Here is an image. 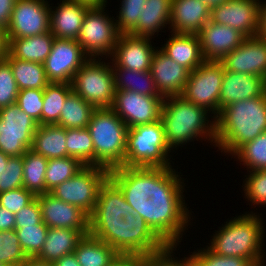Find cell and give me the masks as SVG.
<instances>
[{
	"instance_id": "1",
	"label": "cell",
	"mask_w": 266,
	"mask_h": 266,
	"mask_svg": "<svg viewBox=\"0 0 266 266\" xmlns=\"http://www.w3.org/2000/svg\"><path fill=\"white\" fill-rule=\"evenodd\" d=\"M172 167H125L109 170L127 203L167 245L178 247L191 225L184 179ZM181 238V239H180Z\"/></svg>"
},
{
	"instance_id": "2",
	"label": "cell",
	"mask_w": 266,
	"mask_h": 266,
	"mask_svg": "<svg viewBox=\"0 0 266 266\" xmlns=\"http://www.w3.org/2000/svg\"><path fill=\"white\" fill-rule=\"evenodd\" d=\"M215 120V146L232 156L245 143L266 132V93L225 106Z\"/></svg>"
},
{
	"instance_id": "3",
	"label": "cell",
	"mask_w": 266,
	"mask_h": 266,
	"mask_svg": "<svg viewBox=\"0 0 266 266\" xmlns=\"http://www.w3.org/2000/svg\"><path fill=\"white\" fill-rule=\"evenodd\" d=\"M210 113L206 108L189 102L182 96L165 97L160 120L169 149L177 150L179 146L184 147L183 145L194 142L195 139L210 140L209 143L214 146L216 120Z\"/></svg>"
},
{
	"instance_id": "4",
	"label": "cell",
	"mask_w": 266,
	"mask_h": 266,
	"mask_svg": "<svg viewBox=\"0 0 266 266\" xmlns=\"http://www.w3.org/2000/svg\"><path fill=\"white\" fill-rule=\"evenodd\" d=\"M246 212L222 224L207 243V247L221 256H234L248 259L252 264L264 261L265 228L262 214ZM265 235V236H264Z\"/></svg>"
},
{
	"instance_id": "5",
	"label": "cell",
	"mask_w": 266,
	"mask_h": 266,
	"mask_svg": "<svg viewBox=\"0 0 266 266\" xmlns=\"http://www.w3.org/2000/svg\"><path fill=\"white\" fill-rule=\"evenodd\" d=\"M89 234L113 247L119 254L138 257L157 254L168 246L138 215L128 214L116 226H89Z\"/></svg>"
},
{
	"instance_id": "6",
	"label": "cell",
	"mask_w": 266,
	"mask_h": 266,
	"mask_svg": "<svg viewBox=\"0 0 266 266\" xmlns=\"http://www.w3.org/2000/svg\"><path fill=\"white\" fill-rule=\"evenodd\" d=\"M94 146V166H124L128 126L111 108L95 109L87 127Z\"/></svg>"
},
{
	"instance_id": "7",
	"label": "cell",
	"mask_w": 266,
	"mask_h": 266,
	"mask_svg": "<svg viewBox=\"0 0 266 266\" xmlns=\"http://www.w3.org/2000/svg\"><path fill=\"white\" fill-rule=\"evenodd\" d=\"M170 152L161 120L128 128L125 167H173Z\"/></svg>"
},
{
	"instance_id": "8",
	"label": "cell",
	"mask_w": 266,
	"mask_h": 266,
	"mask_svg": "<svg viewBox=\"0 0 266 266\" xmlns=\"http://www.w3.org/2000/svg\"><path fill=\"white\" fill-rule=\"evenodd\" d=\"M101 60L102 58H89L70 83L72 91L95 109L111 108L116 92L111 62Z\"/></svg>"
},
{
	"instance_id": "9",
	"label": "cell",
	"mask_w": 266,
	"mask_h": 266,
	"mask_svg": "<svg viewBox=\"0 0 266 266\" xmlns=\"http://www.w3.org/2000/svg\"><path fill=\"white\" fill-rule=\"evenodd\" d=\"M105 7H91L81 26L77 42L89 58L105 59L106 56L105 60H108L121 34L117 28L116 19L107 15Z\"/></svg>"
},
{
	"instance_id": "10",
	"label": "cell",
	"mask_w": 266,
	"mask_h": 266,
	"mask_svg": "<svg viewBox=\"0 0 266 266\" xmlns=\"http://www.w3.org/2000/svg\"><path fill=\"white\" fill-rule=\"evenodd\" d=\"M108 177L109 170L104 167L84 166L72 178L49 193L57 199L78 206L90 216L96 206L98 191Z\"/></svg>"
},
{
	"instance_id": "11",
	"label": "cell",
	"mask_w": 266,
	"mask_h": 266,
	"mask_svg": "<svg viewBox=\"0 0 266 266\" xmlns=\"http://www.w3.org/2000/svg\"><path fill=\"white\" fill-rule=\"evenodd\" d=\"M224 75L220 61H204L190 72L181 96L198 106L206 108L216 117L219 114V97Z\"/></svg>"
},
{
	"instance_id": "12",
	"label": "cell",
	"mask_w": 266,
	"mask_h": 266,
	"mask_svg": "<svg viewBox=\"0 0 266 266\" xmlns=\"http://www.w3.org/2000/svg\"><path fill=\"white\" fill-rule=\"evenodd\" d=\"M38 123L15 103L0 109V152L9 157L31 149Z\"/></svg>"
},
{
	"instance_id": "13",
	"label": "cell",
	"mask_w": 266,
	"mask_h": 266,
	"mask_svg": "<svg viewBox=\"0 0 266 266\" xmlns=\"http://www.w3.org/2000/svg\"><path fill=\"white\" fill-rule=\"evenodd\" d=\"M88 59L77 40L55 37L51 52L43 62L46 77L49 82L71 83Z\"/></svg>"
},
{
	"instance_id": "14",
	"label": "cell",
	"mask_w": 266,
	"mask_h": 266,
	"mask_svg": "<svg viewBox=\"0 0 266 266\" xmlns=\"http://www.w3.org/2000/svg\"><path fill=\"white\" fill-rule=\"evenodd\" d=\"M48 0H17L7 30L8 38H26L50 32Z\"/></svg>"
},
{
	"instance_id": "15",
	"label": "cell",
	"mask_w": 266,
	"mask_h": 266,
	"mask_svg": "<svg viewBox=\"0 0 266 266\" xmlns=\"http://www.w3.org/2000/svg\"><path fill=\"white\" fill-rule=\"evenodd\" d=\"M163 99L130 90H116L111 109L131 128L160 120Z\"/></svg>"
},
{
	"instance_id": "16",
	"label": "cell",
	"mask_w": 266,
	"mask_h": 266,
	"mask_svg": "<svg viewBox=\"0 0 266 266\" xmlns=\"http://www.w3.org/2000/svg\"><path fill=\"white\" fill-rule=\"evenodd\" d=\"M260 0H228L211 8L210 21L232 27L245 37L258 32Z\"/></svg>"
},
{
	"instance_id": "17",
	"label": "cell",
	"mask_w": 266,
	"mask_h": 266,
	"mask_svg": "<svg viewBox=\"0 0 266 266\" xmlns=\"http://www.w3.org/2000/svg\"><path fill=\"white\" fill-rule=\"evenodd\" d=\"M42 221L48 228L80 230L89 234L90 216L78 206L55 198L49 192L37 195Z\"/></svg>"
},
{
	"instance_id": "18",
	"label": "cell",
	"mask_w": 266,
	"mask_h": 266,
	"mask_svg": "<svg viewBox=\"0 0 266 266\" xmlns=\"http://www.w3.org/2000/svg\"><path fill=\"white\" fill-rule=\"evenodd\" d=\"M128 214H135L134 209L127 203L120 188L108 177L98 191L89 226H116Z\"/></svg>"
},
{
	"instance_id": "19",
	"label": "cell",
	"mask_w": 266,
	"mask_h": 266,
	"mask_svg": "<svg viewBox=\"0 0 266 266\" xmlns=\"http://www.w3.org/2000/svg\"><path fill=\"white\" fill-rule=\"evenodd\" d=\"M152 38L120 34L110 57L112 67L134 71H149L153 53L157 47L152 45ZM153 46V47H152Z\"/></svg>"
},
{
	"instance_id": "20",
	"label": "cell",
	"mask_w": 266,
	"mask_h": 266,
	"mask_svg": "<svg viewBox=\"0 0 266 266\" xmlns=\"http://www.w3.org/2000/svg\"><path fill=\"white\" fill-rule=\"evenodd\" d=\"M220 62L226 71L251 74L266 79V41L257 36L246 37L240 46Z\"/></svg>"
},
{
	"instance_id": "21",
	"label": "cell",
	"mask_w": 266,
	"mask_h": 266,
	"mask_svg": "<svg viewBox=\"0 0 266 266\" xmlns=\"http://www.w3.org/2000/svg\"><path fill=\"white\" fill-rule=\"evenodd\" d=\"M205 61H221L246 38L230 26L208 21L198 33Z\"/></svg>"
},
{
	"instance_id": "22",
	"label": "cell",
	"mask_w": 266,
	"mask_h": 266,
	"mask_svg": "<svg viewBox=\"0 0 266 266\" xmlns=\"http://www.w3.org/2000/svg\"><path fill=\"white\" fill-rule=\"evenodd\" d=\"M149 71L156 89L163 98L181 96L190 74L186 67L176 63L159 47L153 53Z\"/></svg>"
},
{
	"instance_id": "23",
	"label": "cell",
	"mask_w": 266,
	"mask_h": 266,
	"mask_svg": "<svg viewBox=\"0 0 266 266\" xmlns=\"http://www.w3.org/2000/svg\"><path fill=\"white\" fill-rule=\"evenodd\" d=\"M266 93V79L261 76L235 73L224 70L219 112L225 106L237 101L261 97Z\"/></svg>"
},
{
	"instance_id": "24",
	"label": "cell",
	"mask_w": 266,
	"mask_h": 266,
	"mask_svg": "<svg viewBox=\"0 0 266 266\" xmlns=\"http://www.w3.org/2000/svg\"><path fill=\"white\" fill-rule=\"evenodd\" d=\"M210 13L201 0H171L170 32L198 34L210 21Z\"/></svg>"
},
{
	"instance_id": "25",
	"label": "cell",
	"mask_w": 266,
	"mask_h": 266,
	"mask_svg": "<svg viewBox=\"0 0 266 266\" xmlns=\"http://www.w3.org/2000/svg\"><path fill=\"white\" fill-rule=\"evenodd\" d=\"M57 4L50 6V32L56 38L77 40L84 17L91 7L70 0H62V3Z\"/></svg>"
},
{
	"instance_id": "26",
	"label": "cell",
	"mask_w": 266,
	"mask_h": 266,
	"mask_svg": "<svg viewBox=\"0 0 266 266\" xmlns=\"http://www.w3.org/2000/svg\"><path fill=\"white\" fill-rule=\"evenodd\" d=\"M170 33L171 37L160 47L167 56L190 72L205 61L198 34Z\"/></svg>"
},
{
	"instance_id": "27",
	"label": "cell",
	"mask_w": 266,
	"mask_h": 266,
	"mask_svg": "<svg viewBox=\"0 0 266 266\" xmlns=\"http://www.w3.org/2000/svg\"><path fill=\"white\" fill-rule=\"evenodd\" d=\"M83 237L80 230L49 228L42 250L34 259L53 264L64 255L73 253Z\"/></svg>"
},
{
	"instance_id": "28",
	"label": "cell",
	"mask_w": 266,
	"mask_h": 266,
	"mask_svg": "<svg viewBox=\"0 0 266 266\" xmlns=\"http://www.w3.org/2000/svg\"><path fill=\"white\" fill-rule=\"evenodd\" d=\"M170 15L171 0H146L137 26L129 34L154 38L167 25L169 27Z\"/></svg>"
},
{
	"instance_id": "29",
	"label": "cell",
	"mask_w": 266,
	"mask_h": 266,
	"mask_svg": "<svg viewBox=\"0 0 266 266\" xmlns=\"http://www.w3.org/2000/svg\"><path fill=\"white\" fill-rule=\"evenodd\" d=\"M54 38L51 32L26 38H8V54L19 60L43 64L51 52Z\"/></svg>"
},
{
	"instance_id": "30",
	"label": "cell",
	"mask_w": 266,
	"mask_h": 266,
	"mask_svg": "<svg viewBox=\"0 0 266 266\" xmlns=\"http://www.w3.org/2000/svg\"><path fill=\"white\" fill-rule=\"evenodd\" d=\"M31 150L47 159L67 157L66 128L56 124L38 125Z\"/></svg>"
},
{
	"instance_id": "31",
	"label": "cell",
	"mask_w": 266,
	"mask_h": 266,
	"mask_svg": "<svg viewBox=\"0 0 266 266\" xmlns=\"http://www.w3.org/2000/svg\"><path fill=\"white\" fill-rule=\"evenodd\" d=\"M74 254L80 266H108L120 255L113 247L90 234L79 241Z\"/></svg>"
},
{
	"instance_id": "32",
	"label": "cell",
	"mask_w": 266,
	"mask_h": 266,
	"mask_svg": "<svg viewBox=\"0 0 266 266\" xmlns=\"http://www.w3.org/2000/svg\"><path fill=\"white\" fill-rule=\"evenodd\" d=\"M5 59L10 63L19 90L45 89L50 83L43 64L19 60L9 54L6 55Z\"/></svg>"
},
{
	"instance_id": "33",
	"label": "cell",
	"mask_w": 266,
	"mask_h": 266,
	"mask_svg": "<svg viewBox=\"0 0 266 266\" xmlns=\"http://www.w3.org/2000/svg\"><path fill=\"white\" fill-rule=\"evenodd\" d=\"M116 90H130L141 95L162 97L156 89L150 71H134L120 67H112Z\"/></svg>"
},
{
	"instance_id": "34",
	"label": "cell",
	"mask_w": 266,
	"mask_h": 266,
	"mask_svg": "<svg viewBox=\"0 0 266 266\" xmlns=\"http://www.w3.org/2000/svg\"><path fill=\"white\" fill-rule=\"evenodd\" d=\"M95 108L73 91L66 98L56 125L63 128H87Z\"/></svg>"
},
{
	"instance_id": "35",
	"label": "cell",
	"mask_w": 266,
	"mask_h": 266,
	"mask_svg": "<svg viewBox=\"0 0 266 266\" xmlns=\"http://www.w3.org/2000/svg\"><path fill=\"white\" fill-rule=\"evenodd\" d=\"M48 159L29 149L23 155V187L35 196L45 194Z\"/></svg>"
},
{
	"instance_id": "36",
	"label": "cell",
	"mask_w": 266,
	"mask_h": 266,
	"mask_svg": "<svg viewBox=\"0 0 266 266\" xmlns=\"http://www.w3.org/2000/svg\"><path fill=\"white\" fill-rule=\"evenodd\" d=\"M72 92L70 83L50 82L44 89L42 125L57 124L68 95Z\"/></svg>"
},
{
	"instance_id": "37",
	"label": "cell",
	"mask_w": 266,
	"mask_h": 266,
	"mask_svg": "<svg viewBox=\"0 0 266 266\" xmlns=\"http://www.w3.org/2000/svg\"><path fill=\"white\" fill-rule=\"evenodd\" d=\"M67 157L78 159L84 166H94V146L88 128L66 129Z\"/></svg>"
},
{
	"instance_id": "38",
	"label": "cell",
	"mask_w": 266,
	"mask_h": 266,
	"mask_svg": "<svg viewBox=\"0 0 266 266\" xmlns=\"http://www.w3.org/2000/svg\"><path fill=\"white\" fill-rule=\"evenodd\" d=\"M84 165L74 157L48 159L45 174V193L72 178Z\"/></svg>"
},
{
	"instance_id": "39",
	"label": "cell",
	"mask_w": 266,
	"mask_h": 266,
	"mask_svg": "<svg viewBox=\"0 0 266 266\" xmlns=\"http://www.w3.org/2000/svg\"><path fill=\"white\" fill-rule=\"evenodd\" d=\"M232 157L246 166L247 172L266 170V132L245 143Z\"/></svg>"
},
{
	"instance_id": "40",
	"label": "cell",
	"mask_w": 266,
	"mask_h": 266,
	"mask_svg": "<svg viewBox=\"0 0 266 266\" xmlns=\"http://www.w3.org/2000/svg\"><path fill=\"white\" fill-rule=\"evenodd\" d=\"M48 229L43 221L35 226L15 227L19 244L29 259H34L41 252Z\"/></svg>"
},
{
	"instance_id": "41",
	"label": "cell",
	"mask_w": 266,
	"mask_h": 266,
	"mask_svg": "<svg viewBox=\"0 0 266 266\" xmlns=\"http://www.w3.org/2000/svg\"><path fill=\"white\" fill-rule=\"evenodd\" d=\"M28 259L15 230L0 231V262L7 266H21Z\"/></svg>"
},
{
	"instance_id": "42",
	"label": "cell",
	"mask_w": 266,
	"mask_h": 266,
	"mask_svg": "<svg viewBox=\"0 0 266 266\" xmlns=\"http://www.w3.org/2000/svg\"><path fill=\"white\" fill-rule=\"evenodd\" d=\"M196 251V252H195ZM189 254L194 266H251L252 263L242 257L221 256L211 251L207 246ZM198 251V252H197Z\"/></svg>"
},
{
	"instance_id": "43",
	"label": "cell",
	"mask_w": 266,
	"mask_h": 266,
	"mask_svg": "<svg viewBox=\"0 0 266 266\" xmlns=\"http://www.w3.org/2000/svg\"><path fill=\"white\" fill-rule=\"evenodd\" d=\"M248 175H245V180H243V191L244 198L250 201L254 208L256 206L266 205V170L260 171H249ZM256 205V206H255Z\"/></svg>"
},
{
	"instance_id": "44",
	"label": "cell",
	"mask_w": 266,
	"mask_h": 266,
	"mask_svg": "<svg viewBox=\"0 0 266 266\" xmlns=\"http://www.w3.org/2000/svg\"><path fill=\"white\" fill-rule=\"evenodd\" d=\"M120 2L118 20L116 19L115 22L121 34H129L137 26L146 0H121Z\"/></svg>"
},
{
	"instance_id": "45",
	"label": "cell",
	"mask_w": 266,
	"mask_h": 266,
	"mask_svg": "<svg viewBox=\"0 0 266 266\" xmlns=\"http://www.w3.org/2000/svg\"><path fill=\"white\" fill-rule=\"evenodd\" d=\"M44 89L19 90L16 104L19 109L32 117L38 125H42Z\"/></svg>"
},
{
	"instance_id": "46",
	"label": "cell",
	"mask_w": 266,
	"mask_h": 266,
	"mask_svg": "<svg viewBox=\"0 0 266 266\" xmlns=\"http://www.w3.org/2000/svg\"><path fill=\"white\" fill-rule=\"evenodd\" d=\"M19 89L13 77L10 63L4 59L0 61V109L17 102Z\"/></svg>"
},
{
	"instance_id": "47",
	"label": "cell",
	"mask_w": 266,
	"mask_h": 266,
	"mask_svg": "<svg viewBox=\"0 0 266 266\" xmlns=\"http://www.w3.org/2000/svg\"><path fill=\"white\" fill-rule=\"evenodd\" d=\"M23 187V155L10 157L0 173V193Z\"/></svg>"
},
{
	"instance_id": "48",
	"label": "cell",
	"mask_w": 266,
	"mask_h": 266,
	"mask_svg": "<svg viewBox=\"0 0 266 266\" xmlns=\"http://www.w3.org/2000/svg\"><path fill=\"white\" fill-rule=\"evenodd\" d=\"M176 248L168 246L162 252L141 257L140 266H194L189 256L181 259L175 257Z\"/></svg>"
},
{
	"instance_id": "49",
	"label": "cell",
	"mask_w": 266,
	"mask_h": 266,
	"mask_svg": "<svg viewBox=\"0 0 266 266\" xmlns=\"http://www.w3.org/2000/svg\"><path fill=\"white\" fill-rule=\"evenodd\" d=\"M36 196L24 187L0 193V206L13 214L18 213L24 206H27Z\"/></svg>"
},
{
	"instance_id": "50",
	"label": "cell",
	"mask_w": 266,
	"mask_h": 266,
	"mask_svg": "<svg viewBox=\"0 0 266 266\" xmlns=\"http://www.w3.org/2000/svg\"><path fill=\"white\" fill-rule=\"evenodd\" d=\"M41 222V207L36 197L15 214V227L35 226Z\"/></svg>"
},
{
	"instance_id": "51",
	"label": "cell",
	"mask_w": 266,
	"mask_h": 266,
	"mask_svg": "<svg viewBox=\"0 0 266 266\" xmlns=\"http://www.w3.org/2000/svg\"><path fill=\"white\" fill-rule=\"evenodd\" d=\"M17 0H0V27L7 28Z\"/></svg>"
},
{
	"instance_id": "52",
	"label": "cell",
	"mask_w": 266,
	"mask_h": 266,
	"mask_svg": "<svg viewBox=\"0 0 266 266\" xmlns=\"http://www.w3.org/2000/svg\"><path fill=\"white\" fill-rule=\"evenodd\" d=\"M15 230V214L0 206V231Z\"/></svg>"
},
{
	"instance_id": "53",
	"label": "cell",
	"mask_w": 266,
	"mask_h": 266,
	"mask_svg": "<svg viewBox=\"0 0 266 266\" xmlns=\"http://www.w3.org/2000/svg\"><path fill=\"white\" fill-rule=\"evenodd\" d=\"M141 258L131 254H120L108 266H140Z\"/></svg>"
},
{
	"instance_id": "54",
	"label": "cell",
	"mask_w": 266,
	"mask_h": 266,
	"mask_svg": "<svg viewBox=\"0 0 266 266\" xmlns=\"http://www.w3.org/2000/svg\"><path fill=\"white\" fill-rule=\"evenodd\" d=\"M257 37L266 41V1L260 0V13Z\"/></svg>"
},
{
	"instance_id": "55",
	"label": "cell",
	"mask_w": 266,
	"mask_h": 266,
	"mask_svg": "<svg viewBox=\"0 0 266 266\" xmlns=\"http://www.w3.org/2000/svg\"><path fill=\"white\" fill-rule=\"evenodd\" d=\"M8 44L7 30L0 27V61L4 60L8 54Z\"/></svg>"
},
{
	"instance_id": "56",
	"label": "cell",
	"mask_w": 266,
	"mask_h": 266,
	"mask_svg": "<svg viewBox=\"0 0 266 266\" xmlns=\"http://www.w3.org/2000/svg\"><path fill=\"white\" fill-rule=\"evenodd\" d=\"M52 265L53 266H80L74 252L71 254L64 255L62 258L56 260Z\"/></svg>"
},
{
	"instance_id": "57",
	"label": "cell",
	"mask_w": 266,
	"mask_h": 266,
	"mask_svg": "<svg viewBox=\"0 0 266 266\" xmlns=\"http://www.w3.org/2000/svg\"><path fill=\"white\" fill-rule=\"evenodd\" d=\"M70 1H77L79 3L88 5L89 7H103L106 6L108 3L107 0H70Z\"/></svg>"
},
{
	"instance_id": "58",
	"label": "cell",
	"mask_w": 266,
	"mask_h": 266,
	"mask_svg": "<svg viewBox=\"0 0 266 266\" xmlns=\"http://www.w3.org/2000/svg\"><path fill=\"white\" fill-rule=\"evenodd\" d=\"M21 266H53L51 263H42L36 259H28Z\"/></svg>"
},
{
	"instance_id": "59",
	"label": "cell",
	"mask_w": 266,
	"mask_h": 266,
	"mask_svg": "<svg viewBox=\"0 0 266 266\" xmlns=\"http://www.w3.org/2000/svg\"><path fill=\"white\" fill-rule=\"evenodd\" d=\"M201 1L204 2L211 9L215 6L223 4L225 1L228 0H201Z\"/></svg>"
},
{
	"instance_id": "60",
	"label": "cell",
	"mask_w": 266,
	"mask_h": 266,
	"mask_svg": "<svg viewBox=\"0 0 266 266\" xmlns=\"http://www.w3.org/2000/svg\"><path fill=\"white\" fill-rule=\"evenodd\" d=\"M9 158L10 157L7 154L0 152V173L3 169V167H6V164H7Z\"/></svg>"
},
{
	"instance_id": "61",
	"label": "cell",
	"mask_w": 266,
	"mask_h": 266,
	"mask_svg": "<svg viewBox=\"0 0 266 266\" xmlns=\"http://www.w3.org/2000/svg\"><path fill=\"white\" fill-rule=\"evenodd\" d=\"M264 263H266L265 260L258 263H254L251 266H266Z\"/></svg>"
},
{
	"instance_id": "62",
	"label": "cell",
	"mask_w": 266,
	"mask_h": 266,
	"mask_svg": "<svg viewBox=\"0 0 266 266\" xmlns=\"http://www.w3.org/2000/svg\"><path fill=\"white\" fill-rule=\"evenodd\" d=\"M0 266H7L6 264H4V263H2V262H0Z\"/></svg>"
}]
</instances>
